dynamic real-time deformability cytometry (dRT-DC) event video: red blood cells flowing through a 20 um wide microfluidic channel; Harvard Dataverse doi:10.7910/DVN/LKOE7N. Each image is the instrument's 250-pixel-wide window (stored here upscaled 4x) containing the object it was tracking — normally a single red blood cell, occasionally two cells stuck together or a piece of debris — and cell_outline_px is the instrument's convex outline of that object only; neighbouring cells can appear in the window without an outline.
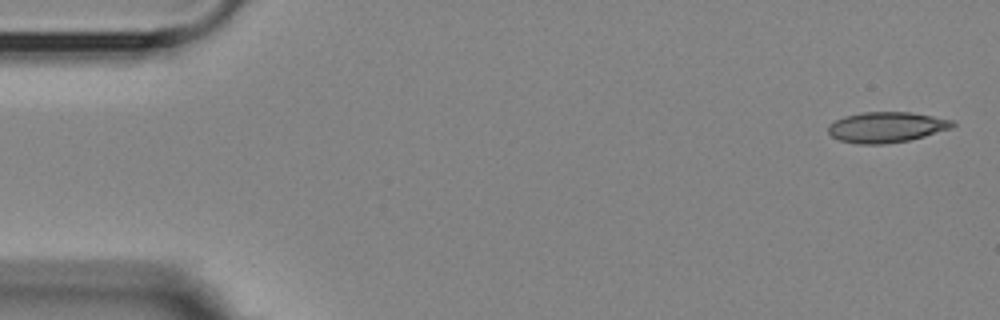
{"species": "Egyptian fruit bat (a non-hibernating species)", "species_latin": "Rousettus aegyptiacus", "temperature_condition": "room temperature", "stored_images_in_passage": 6, "camera_frame_rate_fps": 3000, "um_per_image_px": 0.085, "animal": {"sex": "female"}, "frame": {"image": 1, "passage_image": 1, "time_ms": 0.0, "image_size_px": [1000, 320], "cell_outline_px": [[956, 124], [952, 128], [924, 136], [908, 140], [884, 144], [860, 144], [840, 140], [832, 136], [828, 132], [828, 124], [844, 116], [860, 112], [912, 112], [952, 120]], "centroid_in_image_um": [75.33, 10.8], "position_along_channel_um": 9.7, "area_um2": 22.08}}
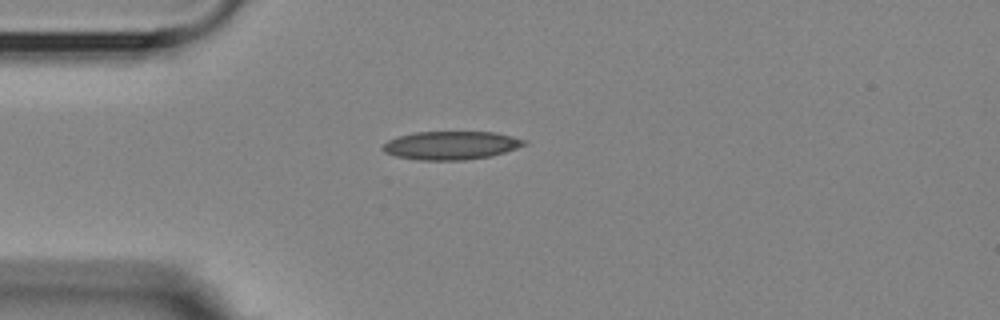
{"frame": {"image": 2, "passage_image": 4, "time_ms": 4.0, "image_size_px": [1000, 320], "cell_outline_px": [[528, 144], [492, 156], [464, 160], [420, 160], [396, 156], [384, 152], [380, 148], [388, 140], [400, 136], [416, 132], [496, 132], [528, 140]], "centroid_in_image_um": [38.37, 12.36], "position_along_channel_um": 46.6, "area_um2": 23.41}}
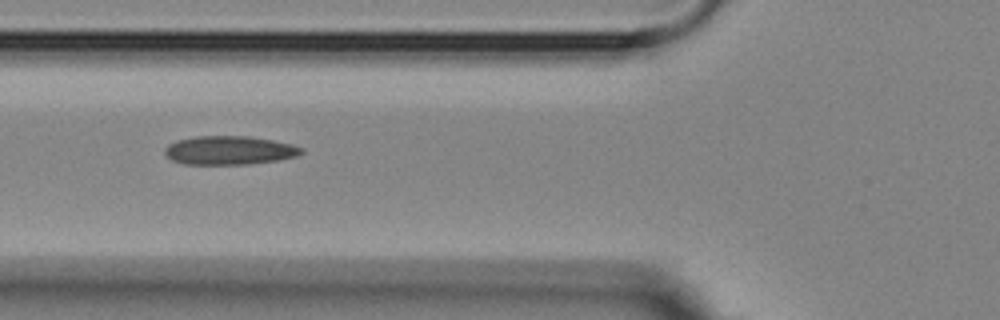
{"frame": {"image": 3, "passage_image": 6, "time_ms": 6.0, "image_size_px": [1000, 320], "cell_outline_px": [[304, 152], [296, 156], [280, 160], [248, 164], [184, 164], [172, 160], [164, 156], [164, 148], [168, 144], [176, 140], [196, 136], [248, 136], [272, 140], [292, 144], [304, 148]], "centroid_in_image_um": [19.48, 12.78], "position_along_channel_um": 106.3, "area_um2": 23.06}}